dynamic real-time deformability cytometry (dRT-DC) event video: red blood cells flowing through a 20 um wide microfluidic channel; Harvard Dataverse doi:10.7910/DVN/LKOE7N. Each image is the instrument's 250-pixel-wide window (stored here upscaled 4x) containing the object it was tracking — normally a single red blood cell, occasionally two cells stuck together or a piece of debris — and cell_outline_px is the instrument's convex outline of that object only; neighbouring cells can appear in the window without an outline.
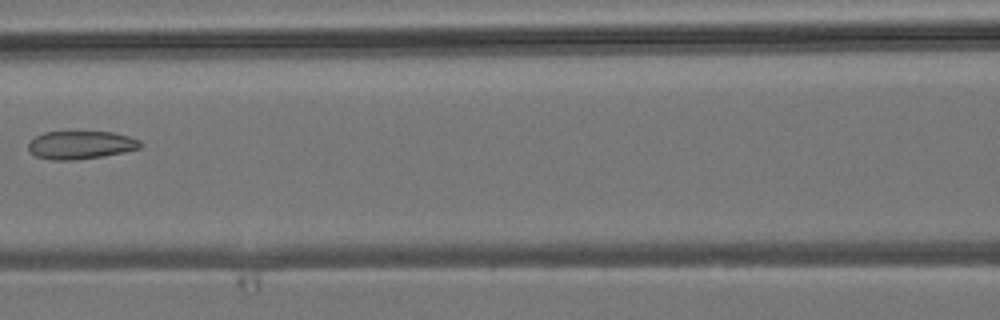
{"species": "common noctule bat (a hibernating species)", "species_latin": "Nyctalus noctula", "temperature_condition": "room temperature", "stored_images_in_passage": 7, "camera_frame_rate_fps": 3000, "um_per_image_px": 0.085, "animal": {"sex": "male", "body_mass_g": 19.2, "forearm_length_mm": 51.8}, "frame": {"image": 1, "passage_image": 6, "time_ms": 6.0, "image_size_px": [1000, 320], "cell_outline_px": [[144, 144], [140, 148], [124, 152], [104, 156], [76, 160], [52, 160], [36, 156], [28, 148], [28, 144], [36, 136], [44, 132], [112, 132], [128, 136], [140, 140]], "centroid_in_image_um": [6.9, 12.33], "position_along_channel_um": 159.7, "area_um2": 18.32}}
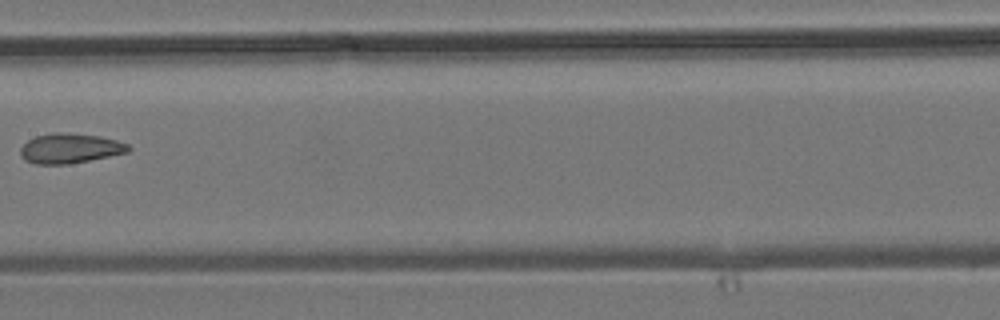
{"frame": {"image": 2, "passage_image": 7, "time_ms": 7.0, "image_size_px": [1000, 320], "cell_outline_px": [[132, 148], [128, 152], [68, 164], [36, 164], [24, 160], [20, 156], [20, 148], [28, 140], [36, 136], [52, 132], [60, 132], [100, 136], [116, 140], [128, 144]], "centroid_in_image_um": [5.92, 12.61], "position_along_channel_um": 201.5, "area_um2": 18.73}}